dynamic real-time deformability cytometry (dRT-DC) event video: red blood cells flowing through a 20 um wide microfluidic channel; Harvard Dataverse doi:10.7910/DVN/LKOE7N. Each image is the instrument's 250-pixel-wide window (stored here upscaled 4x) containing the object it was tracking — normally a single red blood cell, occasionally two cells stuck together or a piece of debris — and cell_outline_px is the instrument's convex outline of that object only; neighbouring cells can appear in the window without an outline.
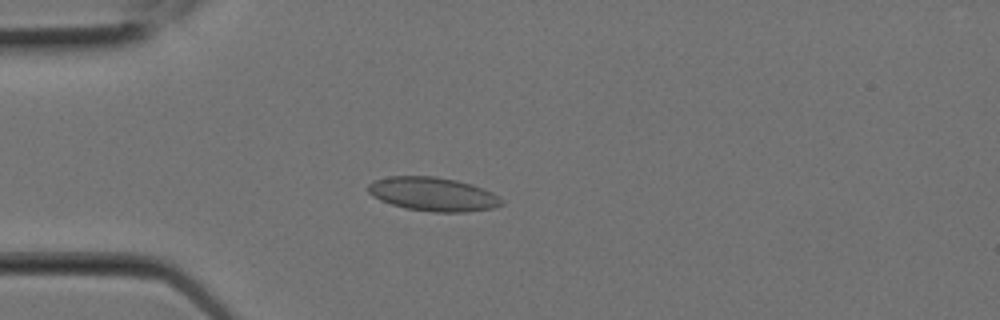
{"species": "Egyptian fruit bat (a non-hibernating species)", "species_latin": "Rousettus aegyptiacus", "temperature_condition": "room temperature", "stored_images_in_passage": 8, "camera_frame_rate_fps": 3000, "um_per_image_px": 0.085, "animal": {"sex": "female"}, "frame": {"image": 1, "passage_image": 5, "time_ms": 1.333, "image_size_px": [1000, 320], "cell_outline_px": [[504, 204], [496, 208], [468, 212], [432, 212], [408, 208], [392, 204], [380, 200], [372, 196], [368, 192], [368, 184], [376, 180], [388, 176], [436, 176], [456, 180], [472, 184], [492, 192], [504, 200]], "centroid_in_image_um": [36.85, 16.5], "position_along_channel_um": 48.2, "area_um2": 26.41}}
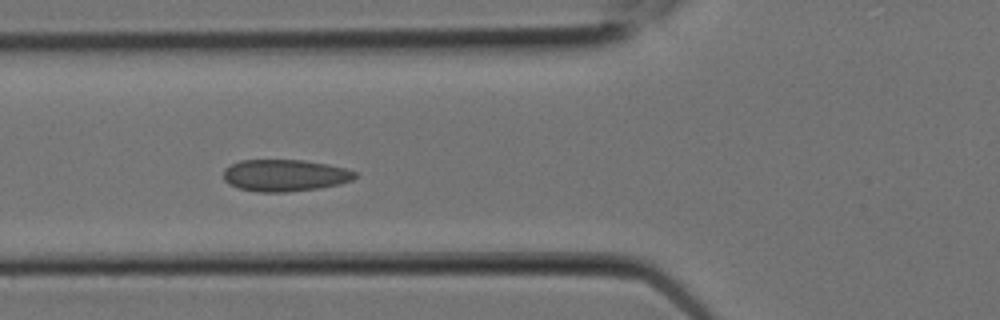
{"frame": {"image": 2, "passage_image": 7, "time_ms": 2.0, "image_size_px": [1000, 320], "cell_outline_px": [[356, 176], [352, 180], [340, 184], [316, 188], [288, 192], [260, 192], [240, 188], [228, 184], [224, 180], [224, 168], [240, 160], [304, 160], [328, 164], [348, 168], [356, 172]], "centroid_in_image_um": [24.22, 14.9], "position_along_channel_um": 101.6, "area_um2": 24.45}}
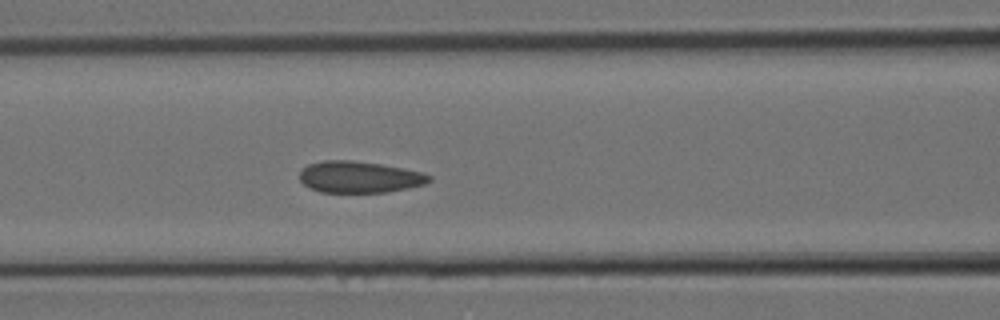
{"frame": {"image": 3, "passage_image": 8, "time_ms": 2.333, "image_size_px": [1000, 320], "cell_outline_px": [[432, 180], [424, 184], [408, 188], [388, 192], [320, 192], [308, 188], [300, 180], [300, 172], [308, 164], [324, 160], [352, 160], [380, 164], [424, 172], [432, 176]], "centroid_in_image_um": [30.56, 15.05], "position_along_channel_um": 136.0, "area_um2": 23.87}}